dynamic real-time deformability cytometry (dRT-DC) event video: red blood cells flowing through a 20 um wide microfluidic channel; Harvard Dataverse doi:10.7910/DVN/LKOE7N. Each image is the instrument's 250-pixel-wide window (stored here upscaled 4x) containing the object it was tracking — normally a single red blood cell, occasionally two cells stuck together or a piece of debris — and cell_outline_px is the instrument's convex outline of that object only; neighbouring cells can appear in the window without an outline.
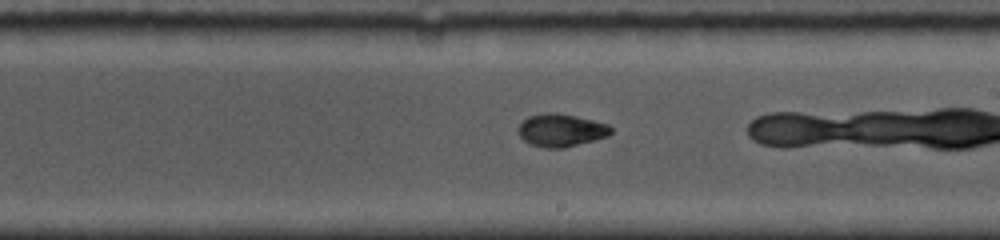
{"species": "common noctule bat (a hibernating species)", "species_latin": "Nyctalus noctula", "temperature_condition": "cold", "stored_images_in_passage": 31, "camera_frame_rate_fps": 5000, "um_per_image_px": 0.085, "animal": {"sex": "female", "body_mass_g": 19.0, "forearm_length_mm": 53.3}, "frame": {"image": 1, "passage_image": 14, "time_ms": 4.6, "image_size_px": [1000, 240], "cell_outline_px": [[612, 132], [608, 136], [564, 148], [544, 148], [528, 144], [520, 136], [516, 128], [528, 116], [544, 112], [556, 112], [576, 116], [608, 124], [612, 128]], "centroid_in_image_um": [47.66, 11.07], "position_along_channel_um": 241.3, "area_um2": 17.86}}
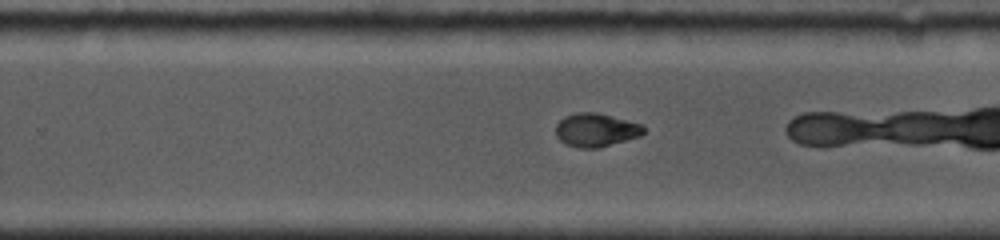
{"frame": {"image": 2, "passage_image": 18, "time_ms": 5.6, "image_size_px": [1000, 240], "cell_outline_px": [[644, 132], [640, 136], [596, 148], [576, 148], [564, 144], [556, 136], [556, 124], [564, 116], [576, 112], [596, 112], [640, 124], [644, 128]], "centroid_in_image_um": [50.59, 11.05], "position_along_channel_um": 279.2, "area_um2": 16.99}}
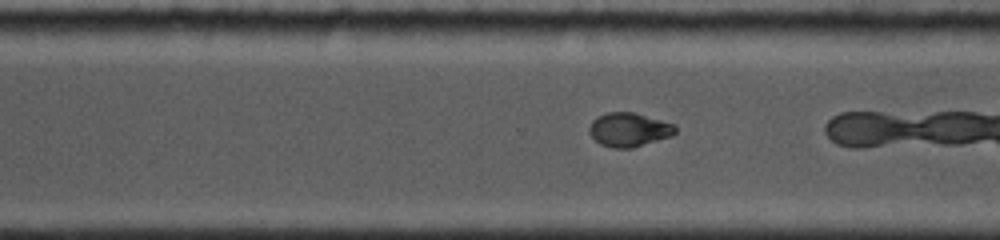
{"frame": {"image": 3, "passage_image": 22, "time_ms": 6.6, "image_size_px": [1000, 240], "cell_outline_px": [[676, 132], [672, 136], [632, 148], [612, 148], [600, 144], [588, 132], [588, 128], [592, 120], [596, 116], [608, 112], [632, 112], [676, 124]], "centroid_in_image_um": [53.45, 11.02], "position_along_channel_um": 317.1, "area_um2": 17.11}, "authors_computed_cell_mechanics": {"area_um2": 17.6868, "velocity_mm_per_s": 3.8042, "shape_relaxation_time_tau1_ms": 7.5938, "shape_relaxation_time_tau2_ms": null, "deformation_change_tau1": 0.2275, "deformation_change_tau2": null}}